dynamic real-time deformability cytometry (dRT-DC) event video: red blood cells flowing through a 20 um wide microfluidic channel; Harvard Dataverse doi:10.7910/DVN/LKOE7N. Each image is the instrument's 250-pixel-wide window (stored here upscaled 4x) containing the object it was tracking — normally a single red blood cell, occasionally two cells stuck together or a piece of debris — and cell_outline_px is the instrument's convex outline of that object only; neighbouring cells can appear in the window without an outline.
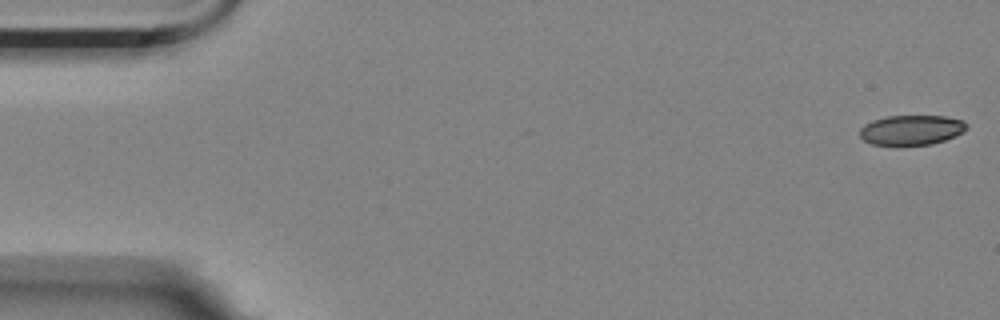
{"species": "Egyptian fruit bat (a non-hibernating species)", "species_latin": "Rousettus aegyptiacus", "temperature_condition": "room temperature", "stored_images_in_passage": 4, "camera_frame_rate_fps": 3000, "um_per_image_px": 0.085, "animal": {"sex": "female"}, "frame": {"image": 1, "passage_image": 1, "time_ms": 0.0, "image_size_px": [1000, 320], "cell_outline_px": [[968, 128], [964, 132], [956, 136], [932, 144], [896, 148], [872, 144], [864, 140], [860, 136], [860, 128], [864, 124], [872, 120], [888, 116], [944, 116], [964, 120], [968, 124]], "centroid_in_image_um": [77.47, 11.09], "position_along_channel_um": 7.5, "area_um2": 19.42}}